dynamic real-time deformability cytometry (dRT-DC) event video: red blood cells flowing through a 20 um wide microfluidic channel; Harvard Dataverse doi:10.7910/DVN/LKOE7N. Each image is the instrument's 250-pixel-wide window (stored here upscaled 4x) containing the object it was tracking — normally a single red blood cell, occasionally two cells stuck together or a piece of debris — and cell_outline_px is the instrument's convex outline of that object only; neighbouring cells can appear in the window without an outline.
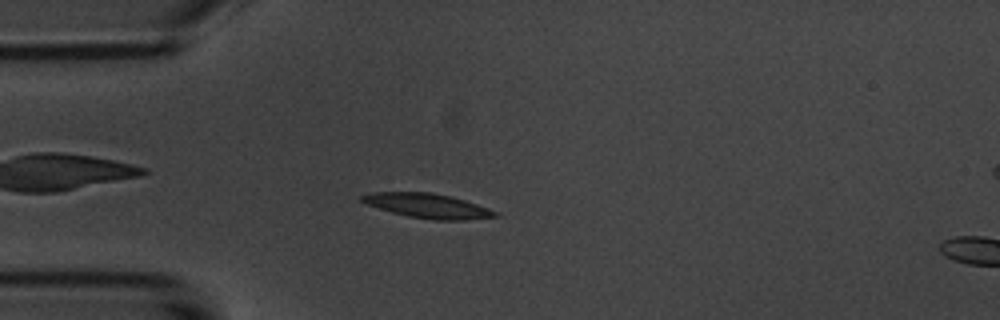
{"species": "common noctule bat (a hibernating species)", "species_latin": "Nyctalus noctula", "temperature_condition": "room temperature", "stored_images_in_passage": 6, "camera_frame_rate_fps": 3000, "um_per_image_px": 0.085, "animal": {"sex": "male", "body_mass_g": 20.1, "forearm_length_mm": 53.5}, "frame": {"image": 1, "passage_image": 2, "time_ms": 1.333, "image_size_px": [1000, 320], "cell_outline_px": [[500, 216], [468, 220], [432, 220], [408, 216], [392, 212], [368, 204], [360, 200], [360, 196], [372, 192], [432, 192], [452, 196], [500, 212]], "centroid_in_image_um": [36.41, 17.49], "position_along_channel_um": 48.6, "area_um2": 19.07}}
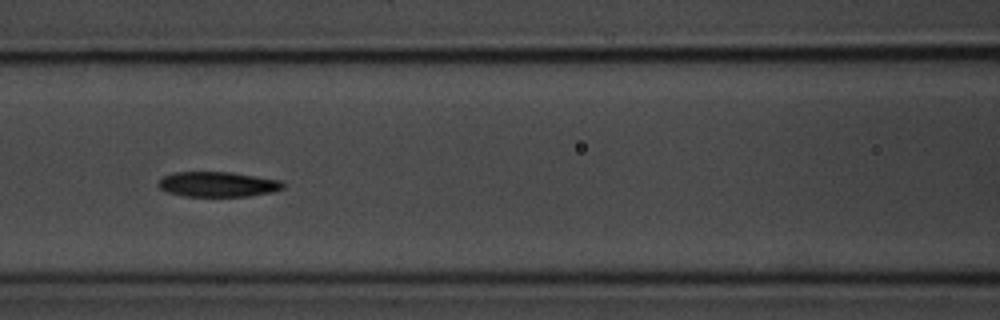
{"frame": {"image": 2, "passage_image": 5, "time_ms": 4.333, "image_size_px": [1000, 320], "cell_outline_px": [[284, 188], [272, 192], [248, 196], [184, 196], [168, 192], [160, 188], [156, 184], [164, 176], [176, 172], [232, 172], [280, 180], [284, 184]], "centroid_in_image_um": [18.52, 15.66], "position_along_channel_um": 148.1, "area_um2": 18.15}}
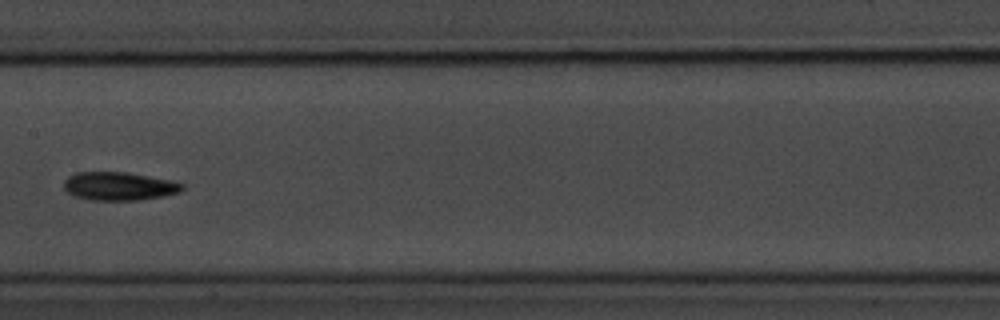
{"frame": {"image": 3, "passage_image": 6, "time_ms": 5.667, "image_size_px": [1000, 320], "cell_outline_px": [[184, 188], [180, 192], [164, 196], [140, 200], [88, 200], [72, 196], [64, 188], [64, 180], [68, 176], [76, 172], [128, 172], [168, 180], [184, 184]], "centroid_in_image_um": [10.09, 15.83], "position_along_channel_um": 197.3, "area_um2": 19.65}}